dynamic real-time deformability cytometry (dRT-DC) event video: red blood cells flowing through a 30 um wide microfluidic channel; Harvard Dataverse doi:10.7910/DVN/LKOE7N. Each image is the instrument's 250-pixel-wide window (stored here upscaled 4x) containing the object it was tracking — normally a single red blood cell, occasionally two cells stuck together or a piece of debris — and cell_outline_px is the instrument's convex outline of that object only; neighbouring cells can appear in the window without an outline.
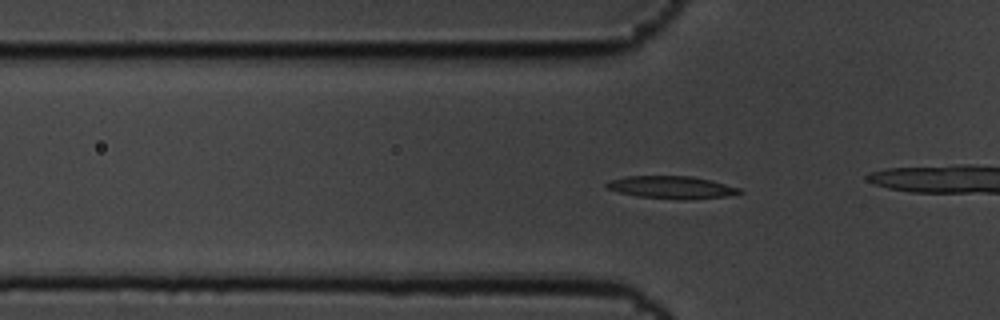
{"species": "common noctule bat (a hibernating species)", "species_latin": "Nyctalus noctula", "temperature_condition": "cold", "stored_images_in_passage": 60, "camera_frame_rate_fps": 3000, "um_per_image_px": 0.085, "animal": {"sex": "male", "body_mass_g": 19.5, "forearm_length_mm": 54.6}, "frame": {"image": 1, "passage_image": 20, "time_ms": 6.333, "image_size_px": [1000, 320], "cell_outline_px": [[744, 192], [724, 196], [684, 200], [680, 200], [636, 196], [620, 192], [608, 188], [604, 184], [608, 180], [628, 176], [692, 176], [712, 180], [740, 188]], "centroid_in_image_um": [57.08, 15.92], "position_along_channel_um": 68.7, "area_um2": 17.46}}
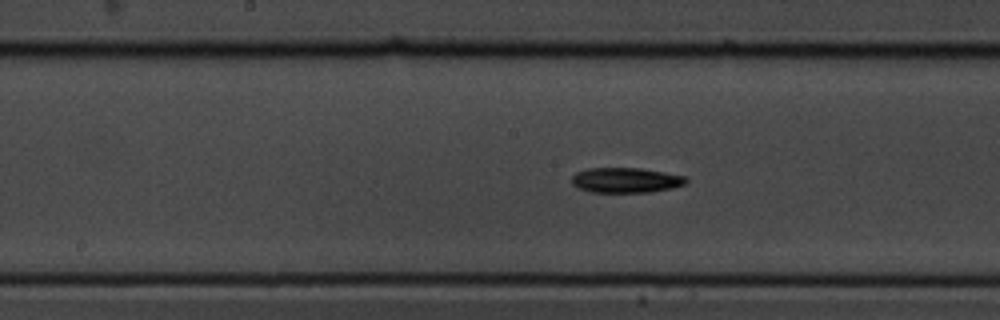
{"frame": {"image": 2, "passage_image": 31, "time_ms": 10.0, "image_size_px": [1000, 320], "cell_outline_px": [[688, 180], [684, 184], [672, 188], [652, 192], [592, 192], [576, 188], [572, 184], [572, 176], [576, 172], [588, 168], [640, 168], [688, 176]], "centroid_in_image_um": [53.19, 15.31], "position_along_channel_um": 195.0, "area_um2": 16.88}}
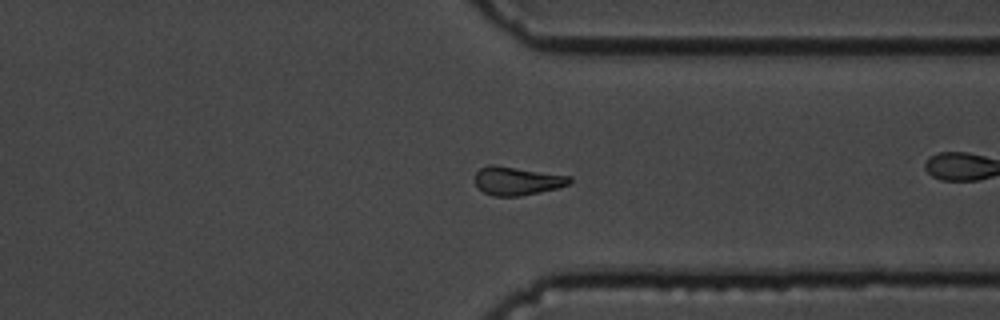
{"frame": {"image": 3, "passage_image": 46, "time_ms": 15.0, "image_size_px": [1000, 320], "cell_outline_px": [[572, 180], [568, 184], [556, 188], [540, 192], [520, 196], [492, 196], [484, 192], [476, 184], [476, 172], [480, 168], [488, 164], [492, 164], [572, 176]], "centroid_in_image_um": [43.95, 15.37], "position_along_channel_um": 367.4, "area_um2": 15.61}, "authors_computed_cell_mechanics": {"area_um2": 16.0395, "velocity_mm_per_s": 3.4594, "shape_relaxation_time_tau1_ms": 4.7004, "shape_relaxation_time_tau2_ms": null, "deformation_change_tau1": 0.1444, "deformation_change_tau2": null}}